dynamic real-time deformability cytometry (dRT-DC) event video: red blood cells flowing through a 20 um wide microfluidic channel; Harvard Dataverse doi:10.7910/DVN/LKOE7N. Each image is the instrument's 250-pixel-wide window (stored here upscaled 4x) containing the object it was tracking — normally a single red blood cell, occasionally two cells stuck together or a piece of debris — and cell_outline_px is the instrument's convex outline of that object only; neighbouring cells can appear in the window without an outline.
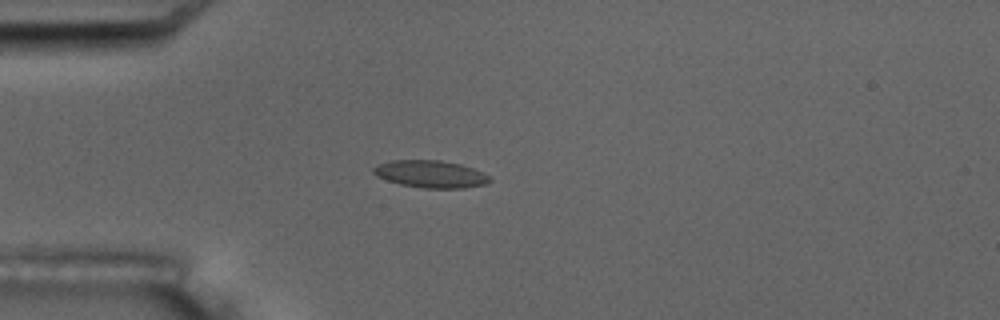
{"species": "common noctule bat (a hibernating species)", "species_latin": "Nyctalus noctula", "temperature_condition": "room temperature", "stored_images_in_passage": 7, "camera_frame_rate_fps": 3000, "um_per_image_px": 0.085, "animal": {"sex": "male", "body_mass_g": 17.5, "forearm_length_mm": 52.3}, "frame": {"image": 1, "passage_image": 4, "time_ms": 3.667, "image_size_px": [1000, 320], "cell_outline_px": [[492, 180], [488, 184], [464, 188], [424, 188], [400, 184], [376, 176], [372, 172], [372, 168], [376, 164], [392, 160], [440, 160], [460, 164], [472, 168], [488, 176]], "centroid_in_image_um": [36.58, 14.79], "position_along_channel_um": 48.4, "area_um2": 18.5}}